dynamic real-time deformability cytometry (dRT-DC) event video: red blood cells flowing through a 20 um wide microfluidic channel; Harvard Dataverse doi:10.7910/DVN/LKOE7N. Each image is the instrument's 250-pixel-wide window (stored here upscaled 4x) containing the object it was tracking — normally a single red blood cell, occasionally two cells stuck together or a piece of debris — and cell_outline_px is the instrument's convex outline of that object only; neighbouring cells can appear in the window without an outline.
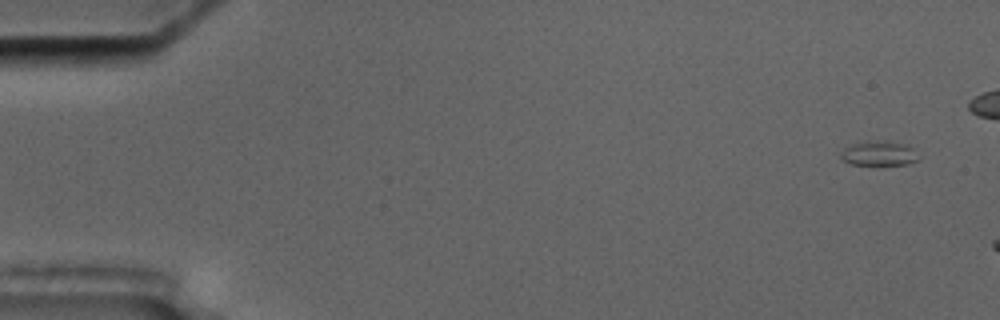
{"species": "common noctule bat (a hibernating species)", "species_latin": "Nyctalus noctula", "temperature_condition": "cold", "stored_images_in_passage": 3, "camera_frame_rate_fps": 3000, "um_per_image_px": 0.085, "animal": {"sex": "male", "body_mass_g": 17.5, "forearm_length_mm": 52.3}, "frame": {"image": 1, "passage_image": 1, "time_ms": 0.0, "image_size_px": [1000, 320], "cell_outline_px": [[920, 160], [908, 164], [852, 164], [844, 160], [840, 156], [840, 152], [844, 148], [868, 140], [888, 140], [908, 144], [920, 156]], "centroid_in_image_um": [74.78, 13.01], "position_along_channel_um": 10.2, "area_um2": 11.27}}